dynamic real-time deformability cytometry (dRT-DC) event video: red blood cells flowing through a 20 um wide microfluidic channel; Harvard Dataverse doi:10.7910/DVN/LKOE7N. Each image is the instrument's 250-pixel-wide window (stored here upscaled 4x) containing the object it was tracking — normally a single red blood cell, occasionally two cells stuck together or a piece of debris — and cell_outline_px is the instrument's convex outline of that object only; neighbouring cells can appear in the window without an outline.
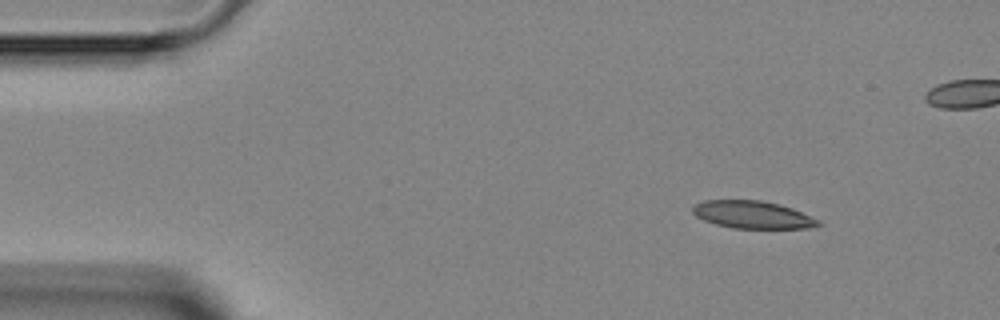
{"species": "Egyptian fruit bat (a non-hibernating species)", "species_latin": "Rousettus aegyptiacus", "temperature_condition": "room temperature", "stored_images_in_passage": 4, "camera_frame_rate_fps": 3000, "um_per_image_px": 0.085, "animal": {"sex": "female"}, "frame": {"image": 1, "passage_image": 1, "time_ms": 0.0, "image_size_px": [1000, 320], "cell_outline_px": [[824, 224], [808, 228], [732, 228], [716, 224], [704, 220], [696, 216], [692, 212], [692, 208], [696, 204], [704, 200], [760, 200], [792, 208], [820, 220]], "centroid_in_image_um": [63.98, 18.25], "position_along_channel_um": 21.0, "area_um2": 20.06}}